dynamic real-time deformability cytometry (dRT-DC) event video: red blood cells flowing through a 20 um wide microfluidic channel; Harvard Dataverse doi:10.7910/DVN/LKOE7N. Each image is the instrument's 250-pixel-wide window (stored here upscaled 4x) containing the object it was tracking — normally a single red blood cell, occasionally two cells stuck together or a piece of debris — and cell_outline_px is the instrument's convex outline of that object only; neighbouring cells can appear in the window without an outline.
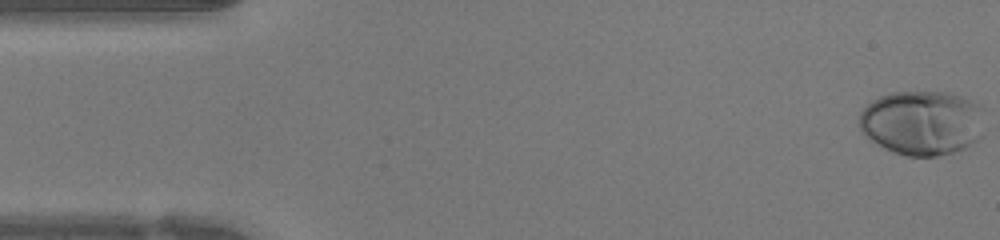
{"species": "human", "species_latin": "Homo sapiens", "temperature_condition": "warm", "stored_images_in_passage": 47, "camera_frame_rate_fps": 3000, "um_per_image_px": 0.085, "donor": {"sex": "female"}, "frame": {"image": 1, "passage_image": 1, "time_ms": 0.0, "image_size_px": [1000, 240], "cell_outline_px": [[984, 108], [980, 136], [976, 140], [964, 148], [952, 152], [936, 156], [908, 156], [892, 152], [884, 148], [860, 132], [860, 112], [872, 100], [880, 96], [892, 92], [948, 92], [960, 96], [980, 104]], "centroid_in_image_um": [78.37, 10.42], "position_along_channel_um": 6.6, "area_um2": 47.22}}
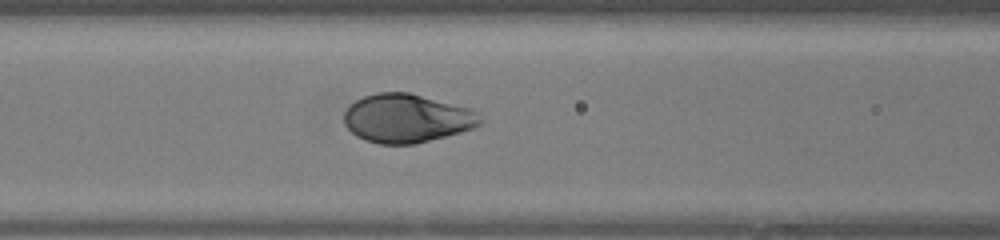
{"frame": {"image": 2, "passage_image": 19, "time_ms": 6.0, "image_size_px": [1000, 240], "cell_outline_px": [[484, 124], [460, 132], [412, 144], [380, 144], [364, 140], [356, 136], [344, 124], [344, 112], [356, 100], [364, 96], [376, 92], [408, 92], [472, 108], [484, 120]], "centroid_in_image_um": [34.59, 10.05], "position_along_channel_um": 132.0, "area_um2": 38.61}}
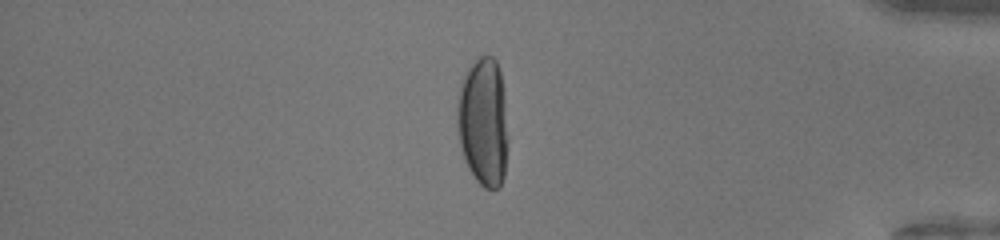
{"frame": {"image": 3, "passage_image": 40, "time_ms": 13.0, "image_size_px": [1000, 240], "cell_outline_px": [[508, 140], [504, 176], [500, 184], [496, 188], [484, 188], [472, 176], [464, 160], [460, 144], [456, 124], [456, 100], [460, 80], [468, 68], [480, 56], [492, 56], [496, 60], [500, 72], [504, 88]], "centroid_in_image_um": [41.06, 10.35], "position_along_channel_um": 394.1, "area_um2": 38.9}}